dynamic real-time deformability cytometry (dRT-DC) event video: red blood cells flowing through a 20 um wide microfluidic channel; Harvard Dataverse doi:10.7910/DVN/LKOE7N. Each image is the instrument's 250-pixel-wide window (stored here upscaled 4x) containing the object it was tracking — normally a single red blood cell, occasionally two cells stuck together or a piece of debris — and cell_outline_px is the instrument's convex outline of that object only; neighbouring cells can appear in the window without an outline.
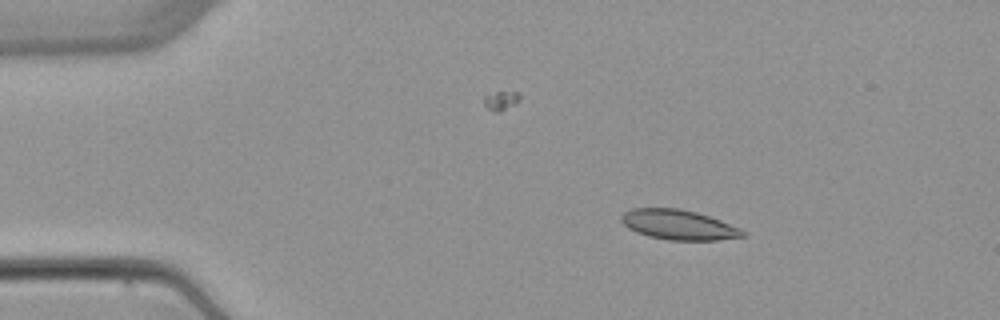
{"species": "common noctule bat (a hibernating species)", "species_latin": "Nyctalus noctula", "temperature_condition": "warm", "stored_images_in_passage": 3, "camera_frame_rate_fps": 3000, "um_per_image_px": 0.085, "animal": {"sex": "female", "body_mass_g": 22.7, "forearm_length_mm": 54.2}, "frame": {"image": 1, "passage_image": 2, "time_ms": 1.333, "image_size_px": [1000, 320], "cell_outline_px": [[748, 236], [716, 240], [668, 240], [648, 236], [636, 232], [628, 228], [620, 220], [620, 216], [624, 212], [632, 208], [680, 208], [696, 212], [720, 220], [740, 228], [748, 232]], "centroid_in_image_um": [57.69, 19.11], "position_along_channel_um": 27.3, "area_um2": 21.33}}